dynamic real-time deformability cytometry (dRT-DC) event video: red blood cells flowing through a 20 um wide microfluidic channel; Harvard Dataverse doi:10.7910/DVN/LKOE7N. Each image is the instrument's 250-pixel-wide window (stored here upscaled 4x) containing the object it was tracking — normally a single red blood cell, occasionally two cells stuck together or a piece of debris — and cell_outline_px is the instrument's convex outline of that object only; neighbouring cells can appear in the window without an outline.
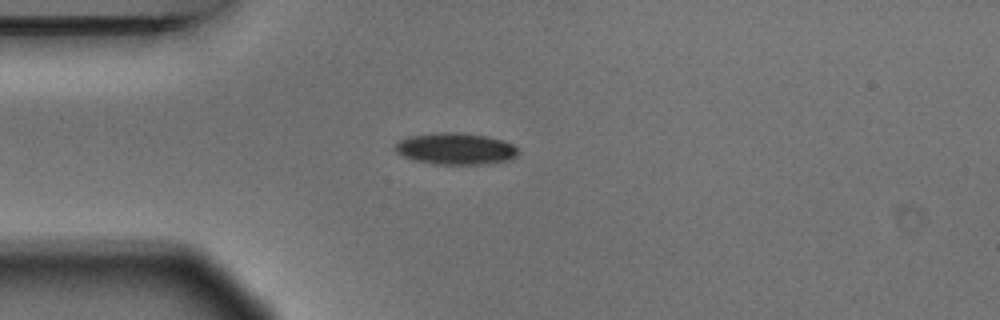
{"species": "Egyptian fruit bat (a non-hibernating species)", "species_latin": "Rousettus aegyptiacus", "temperature_condition": "warm", "stored_images_in_passage": 4, "camera_frame_rate_fps": 3000, "um_per_image_px": 0.085, "animal": {"sex": "male"}, "frame": {"image": 1, "passage_image": 4, "time_ms": 1.0, "image_size_px": [1000, 320], "cell_outline_px": [[520, 152], [512, 160], [480, 164], [436, 164], [412, 160], [396, 152], [396, 144], [400, 140], [408, 136], [440, 132], [456, 132], [488, 136], [504, 140], [512, 144]], "centroid_in_image_um": [38.75, 12.64], "position_along_channel_um": 46.2, "area_um2": 22.72}}